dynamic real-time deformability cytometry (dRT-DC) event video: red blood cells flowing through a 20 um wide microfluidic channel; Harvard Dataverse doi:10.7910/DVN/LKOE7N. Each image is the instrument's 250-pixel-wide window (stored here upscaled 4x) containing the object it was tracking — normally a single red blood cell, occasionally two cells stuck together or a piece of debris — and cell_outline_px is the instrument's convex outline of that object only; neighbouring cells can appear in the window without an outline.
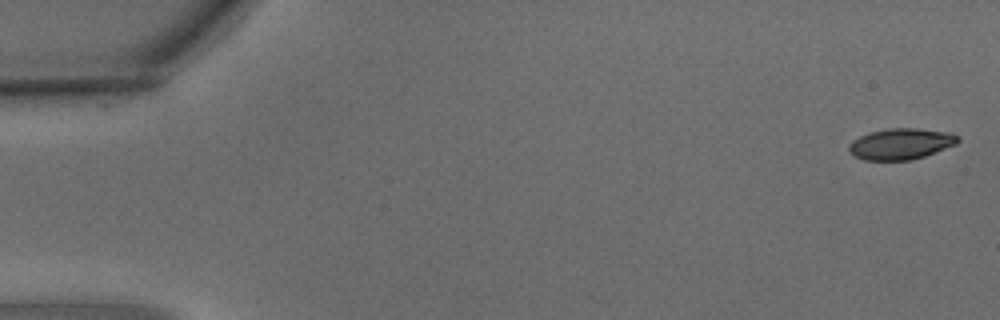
{"species": "common noctule bat (a hibernating species)", "species_latin": "Nyctalus noctula", "temperature_condition": "warm", "stored_images_in_passage": 4, "camera_frame_rate_fps": 3000, "um_per_image_px": 0.085, "animal": {"sex": "male", "body_mass_g": 15.6}, "frame": {"image": 1, "passage_image": 1, "time_ms": 0.0, "image_size_px": [1000, 320], "cell_outline_px": [[960, 140], [956, 144], [924, 156], [912, 160], [864, 160], [848, 152], [848, 144], [852, 140], [860, 136], [872, 132], [888, 128], [916, 128], [948, 132], [956, 136]], "centroid_in_image_um": [76.54, 12.23], "position_along_channel_um": 8.5, "area_um2": 19.59}}